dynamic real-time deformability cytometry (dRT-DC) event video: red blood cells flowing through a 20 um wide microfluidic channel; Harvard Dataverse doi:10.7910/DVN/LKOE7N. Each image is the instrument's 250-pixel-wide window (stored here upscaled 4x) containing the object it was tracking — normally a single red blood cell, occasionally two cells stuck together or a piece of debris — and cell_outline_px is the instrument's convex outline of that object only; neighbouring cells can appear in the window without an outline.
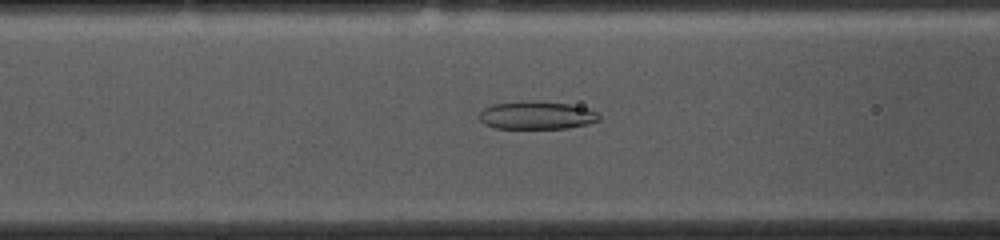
{"species": "common noctule bat (a hibernating species)", "species_latin": "Nyctalus noctula", "temperature_condition": "cold", "stored_images_in_passage": 43, "camera_frame_rate_fps": 3000, "um_per_image_px": 0.085, "animal": {"sex": "female", "body_mass_g": 10.0, "forearm_length_mm": 53.1}, "frame": {"image": 1, "passage_image": 10, "time_ms": 3.0, "image_size_px": [1000, 240], "cell_outline_px": [[600, 120], [588, 124], [568, 128], [496, 128], [484, 124], [480, 120], [480, 112], [484, 108], [492, 104], [520, 100], [568, 104], [588, 108], [596, 112], [600, 116]], "centroid_in_image_um": [45.61, 9.8], "position_along_channel_um": 121.0, "area_um2": 19.54}}
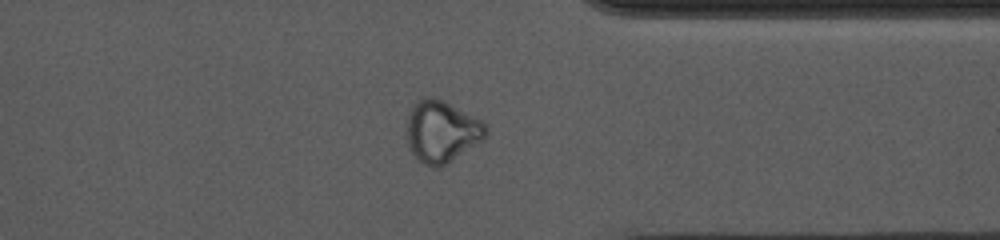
{"frame": {"image": 2, "passage_image": 31, "time_ms": 10.0, "image_size_px": [1000, 240], "cell_outline_px": [[488, 132], [480, 140], [448, 164], [440, 168], [432, 168], [416, 160], [408, 144], [404, 132], [404, 128], [412, 104], [416, 100], [424, 96], [436, 96], [480, 120], [488, 128]], "centroid_in_image_um": [37.45, 11.17], "position_along_channel_um": 373.9, "area_um2": 28.9}}
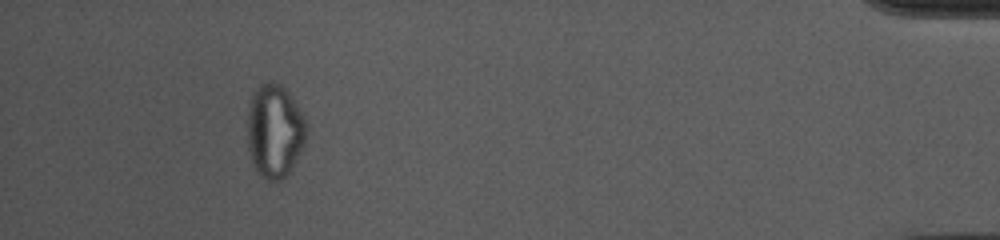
{"frame": {"image": 3, "passage_image": 39, "time_ms": 12.667, "image_size_px": [1000, 240], "cell_outline_px": [[308, 128], [304, 144], [288, 172], [280, 180], [268, 180], [256, 172], [252, 164], [248, 148], [248, 108], [252, 92], [260, 84], [268, 80], [272, 80], [280, 84], [288, 92], [308, 124]], "centroid_in_image_um": [23.32, 11.09], "position_along_channel_um": 411.9, "area_um2": 32.14}, "authors_computed_cell_mechanics": {"area_um2": 23.698, "velocity_mm_per_s": 3.7144, "shape_relaxation_time_tau1_ms": null, "shape_relaxation_time_tau2_ms": 2.9604, "deformation_change_tau1": null, "deformation_change_tau2": 0.0887}}